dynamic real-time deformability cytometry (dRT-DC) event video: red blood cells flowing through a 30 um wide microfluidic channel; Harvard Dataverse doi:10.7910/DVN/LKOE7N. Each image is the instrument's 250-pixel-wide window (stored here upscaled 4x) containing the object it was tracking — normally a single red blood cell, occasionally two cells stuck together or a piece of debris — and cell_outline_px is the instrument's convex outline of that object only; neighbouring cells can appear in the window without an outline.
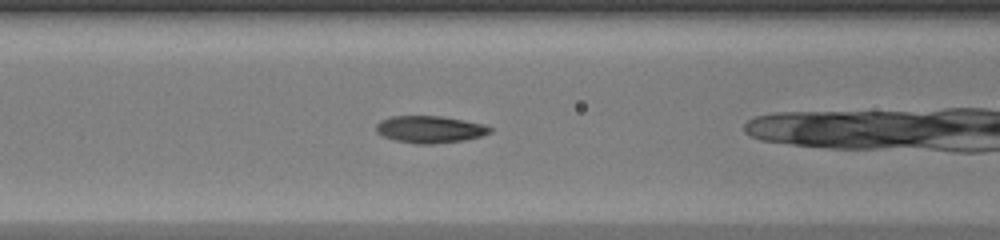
{"species": "common noctule bat (a hibernating species)", "species_latin": "Nyctalus noctula", "temperature_condition": "warm", "stored_images_in_passage": 44, "camera_frame_rate_fps": 3000, "um_per_image_px": 0.085, "animal": {"sex": "female", "body_mass_g": 20.0, "forearm_length_mm": 54.0}, "frame": {"image": 1, "passage_image": 16, "time_ms": 5.0, "image_size_px": [1000, 240], "cell_outline_px": [[492, 132], [480, 136], [464, 140], [432, 144], [416, 144], [396, 140], [384, 136], [376, 132], [376, 124], [380, 120], [392, 116], [444, 116], [484, 124], [492, 128]], "centroid_in_image_um": [36.54, 10.99], "position_along_channel_um": 130.1, "area_um2": 17.98}}
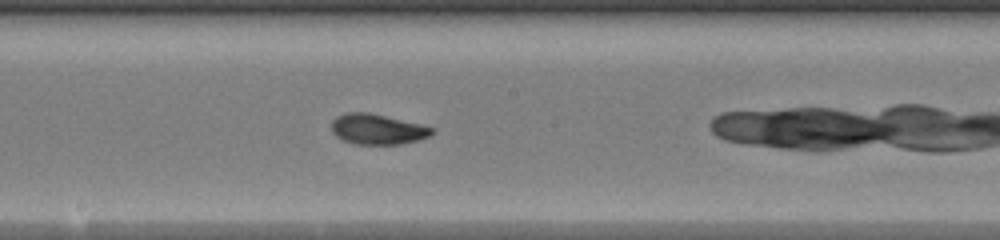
{"frame": {"image": 2, "passage_image": 22, "time_ms": 7.0, "image_size_px": [1000, 240], "cell_outline_px": [[436, 132], [432, 136], [420, 140], [400, 144], [352, 144], [336, 136], [332, 132], [332, 120], [336, 116], [344, 112], [368, 112], [420, 124], [436, 128]], "centroid_in_image_um": [32.12, 10.98], "position_along_channel_um": 216.1, "area_um2": 18.03}}
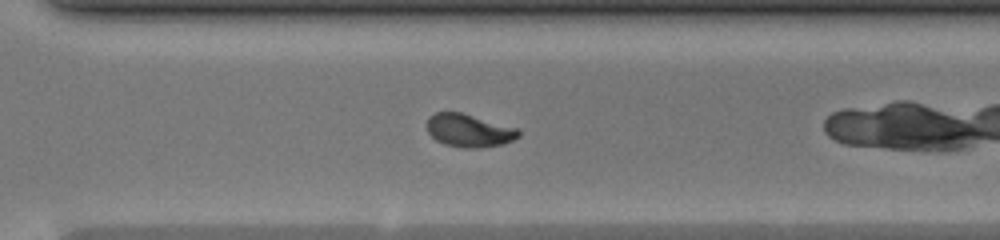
{"frame": {"image": 3, "passage_image": 30, "time_ms": 9.667, "image_size_px": [1000, 240], "cell_outline_px": [[520, 136], [504, 144], [476, 148], [460, 148], [444, 144], [436, 140], [428, 132], [428, 116], [436, 112], [460, 112], [516, 128], [520, 132]], "centroid_in_image_um": [39.85, 11.1], "position_along_channel_um": 330.8, "area_um2": 17.46}, "authors_computed_cell_mechanics": {"area_um2": 18.0336, "velocity_mm_per_s": 4.3042, "shape_relaxation_time_tau1_ms": 4.1388, "shape_relaxation_time_tau2_ms": 0.7887, "deformation_change_tau1": 0.1575, "deformation_change_tau2": 0.0338}}